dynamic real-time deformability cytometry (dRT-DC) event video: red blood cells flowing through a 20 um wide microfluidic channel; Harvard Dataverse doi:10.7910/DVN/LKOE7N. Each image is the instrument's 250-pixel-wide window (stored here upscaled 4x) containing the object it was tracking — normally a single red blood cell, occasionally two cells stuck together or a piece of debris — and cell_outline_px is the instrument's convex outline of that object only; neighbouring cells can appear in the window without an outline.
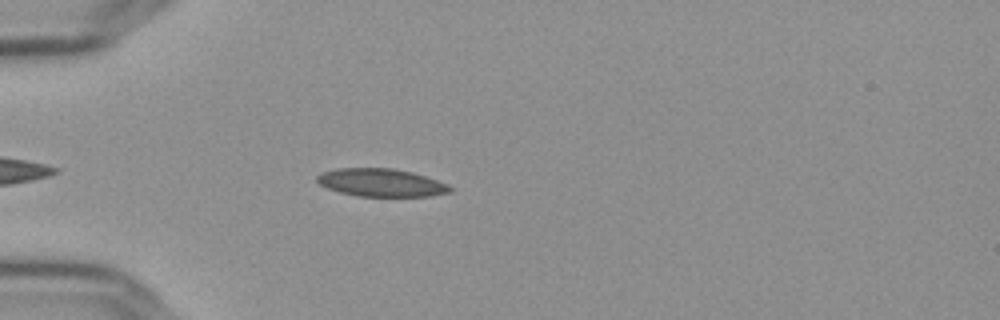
{"species": "Egyptian fruit bat (a non-hibernating species)", "species_latin": "Rousettus aegyptiacus", "temperature_condition": "cold", "stored_images_in_passage": 42, "camera_frame_rate_fps": 3000, "um_per_image_px": 0.085, "frame": {"image": 1, "passage_image": 6, "time_ms": 1.667, "image_size_px": [1000, 320], "cell_outline_px": [[452, 192], [432, 196], [360, 196], [340, 192], [328, 188], [320, 184], [316, 180], [316, 176], [324, 172], [336, 168], [392, 168], [412, 172], [448, 184], [452, 188]], "centroid_in_image_um": [32.42, 15.52], "position_along_channel_um": 52.6, "area_um2": 21.5}}
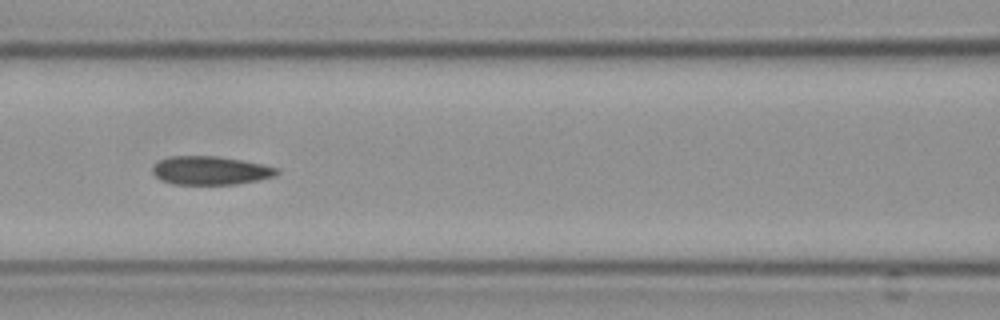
{"frame": {"image": 2, "passage_image": 15, "time_ms": 4.667, "image_size_px": [1000, 320], "cell_outline_px": [[280, 172], [276, 176], [260, 180], [236, 184], [172, 184], [160, 180], [152, 172], [152, 164], [168, 156], [216, 156], [240, 160], [280, 168]], "centroid_in_image_um": [17.88, 14.49], "position_along_channel_um": 148.7, "area_um2": 20.81}}
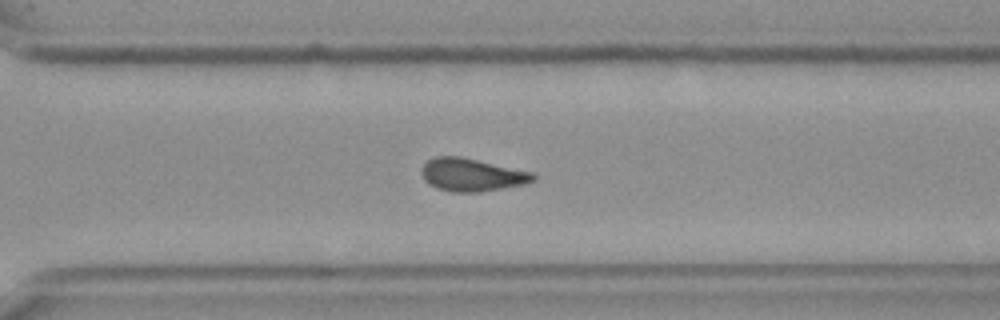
{"frame": {"image": 3, "passage_image": 30, "time_ms": 9.667, "image_size_px": [1000, 320], "cell_outline_px": [[536, 180], [524, 184], [480, 192], [452, 192], [436, 188], [428, 184], [424, 180], [420, 172], [420, 168], [428, 160], [436, 156], [460, 156], [532, 172], [536, 176]], "centroid_in_image_um": [40.06, 14.86], "position_along_channel_um": 330.5, "area_um2": 21.44}, "authors_computed_cell_mechanics": {"area_um2": 21.1548, "velocity_mm_per_s": 3.6448, "shape_relaxation_time_tau1_ms": null, "shape_relaxation_time_tau2_ms": 6.6999, "deformation_change_tau1": null, "deformation_change_tau2": 0.1274}}